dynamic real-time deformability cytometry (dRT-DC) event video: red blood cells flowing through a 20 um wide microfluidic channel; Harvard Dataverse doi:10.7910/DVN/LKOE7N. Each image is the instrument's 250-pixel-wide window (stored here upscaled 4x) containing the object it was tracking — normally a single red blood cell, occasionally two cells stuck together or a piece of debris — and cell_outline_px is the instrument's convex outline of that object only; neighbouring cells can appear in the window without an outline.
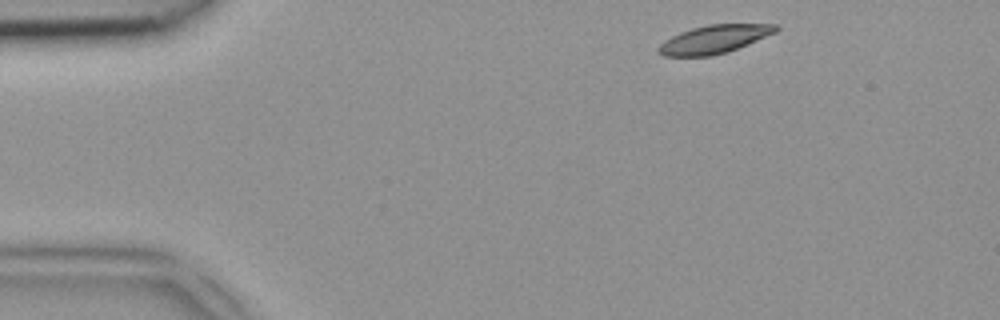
{"species": "common noctule bat (a hibernating species)", "species_latin": "Nyctalus noctula", "temperature_condition": "room temperature", "stored_images_in_passage": 7, "camera_frame_rate_fps": 3000, "um_per_image_px": 0.085, "animal": {"sex": "female", "body_mass_g": 18.4}, "frame": {"image": 1, "passage_image": 2, "time_ms": 0.333, "image_size_px": [1000, 320], "cell_outline_px": [[780, 28], [776, 32], [728, 52], [712, 56], [664, 56], [656, 52], [656, 48], [664, 40], [680, 32], [692, 28], [708, 24], [776, 24]], "centroid_in_image_um": [60.67, 3.34], "position_along_channel_um": 24.3, "area_um2": 19.36}}